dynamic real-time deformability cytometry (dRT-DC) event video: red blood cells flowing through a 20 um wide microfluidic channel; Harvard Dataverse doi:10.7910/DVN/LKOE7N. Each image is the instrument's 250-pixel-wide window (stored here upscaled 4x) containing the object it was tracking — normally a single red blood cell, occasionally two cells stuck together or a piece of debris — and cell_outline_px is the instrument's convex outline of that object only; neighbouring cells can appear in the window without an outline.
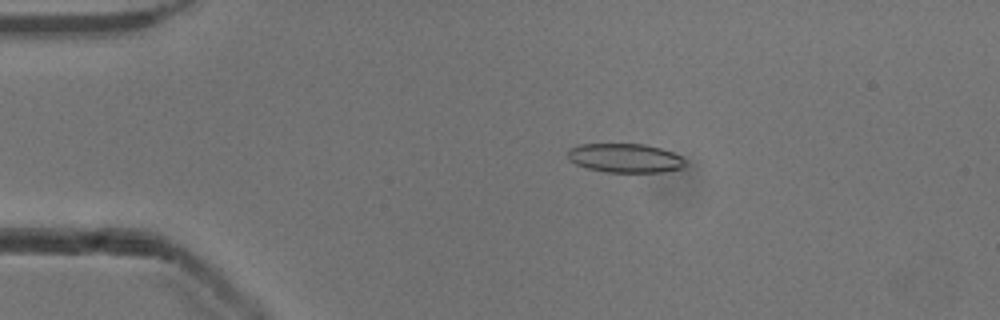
{"species": "common noctule bat (a hibernating species)", "species_latin": "Nyctalus noctula", "temperature_condition": "cold", "stored_images_in_passage": 53, "camera_frame_rate_fps": 3000, "um_per_image_px": 0.085, "animal": {"sex": "male", "body_mass_g": 13.3}, "frame": {"image": 1, "passage_image": 11, "time_ms": 3.333, "image_size_px": [1000, 320], "cell_outline_px": [[684, 164], [680, 168], [664, 172], [604, 172], [588, 168], [576, 164], [568, 160], [568, 148], [580, 144], [644, 144], [660, 148], [672, 152], [680, 156], [684, 160]], "centroid_in_image_um": [53.09, 13.43], "position_along_channel_um": 31.9, "area_um2": 19.83}}
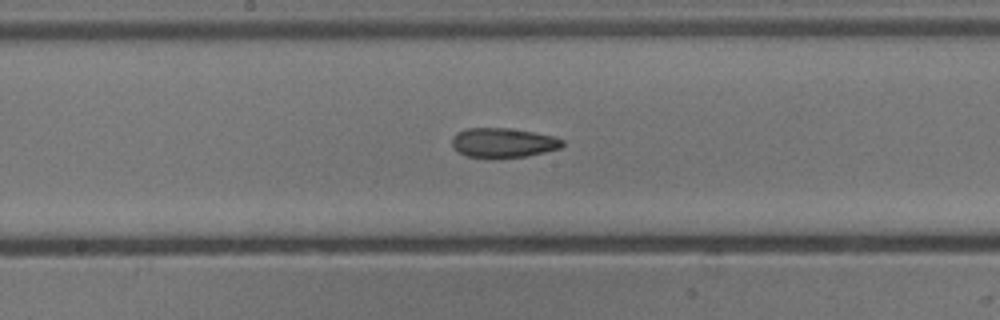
{"frame": {"image": 2, "passage_image": 28, "time_ms": 9.0, "image_size_px": [1000, 320], "cell_outline_px": [[564, 144], [560, 148], [544, 152], [524, 156], [492, 160], [468, 156], [452, 148], [452, 136], [456, 132], [464, 128], [508, 128], [556, 136], [564, 140]], "centroid_in_image_um": [42.73, 12.15], "position_along_channel_um": 205.5, "area_um2": 19.48}}
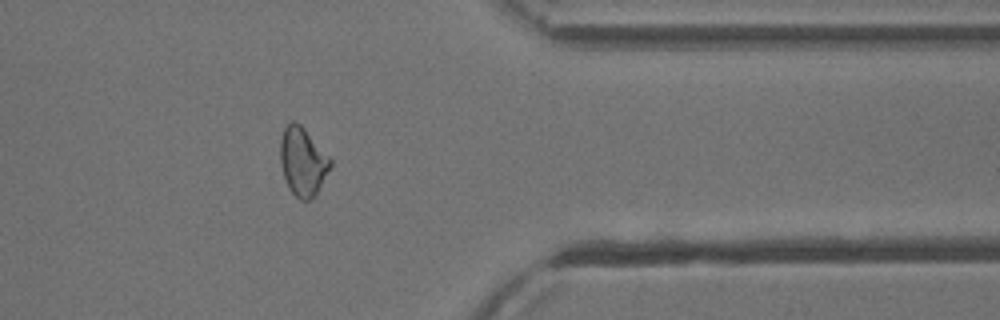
{"frame": {"image": 3, "passage_image": 43, "time_ms": 14.0, "image_size_px": [1000, 320], "cell_outline_px": [[332, 164], [316, 192], [308, 200], [300, 200], [288, 188], [280, 164], [280, 140], [284, 128], [292, 120], [300, 124], [304, 128], [332, 160]], "centroid_in_image_um": [25.7, 13.71], "position_along_channel_um": 385.7, "area_um2": 19.59}, "authors_computed_cell_mechanics": {"area_um2": 19.7676, "velocity_mm_per_s": 3.912, "shape_relaxation_time_tau1_ms": 7.5499, "shape_relaxation_time_tau2_ms": 3.0754, "deformation_change_tau1": 0.1955, "deformation_change_tau2": 0.1034}}